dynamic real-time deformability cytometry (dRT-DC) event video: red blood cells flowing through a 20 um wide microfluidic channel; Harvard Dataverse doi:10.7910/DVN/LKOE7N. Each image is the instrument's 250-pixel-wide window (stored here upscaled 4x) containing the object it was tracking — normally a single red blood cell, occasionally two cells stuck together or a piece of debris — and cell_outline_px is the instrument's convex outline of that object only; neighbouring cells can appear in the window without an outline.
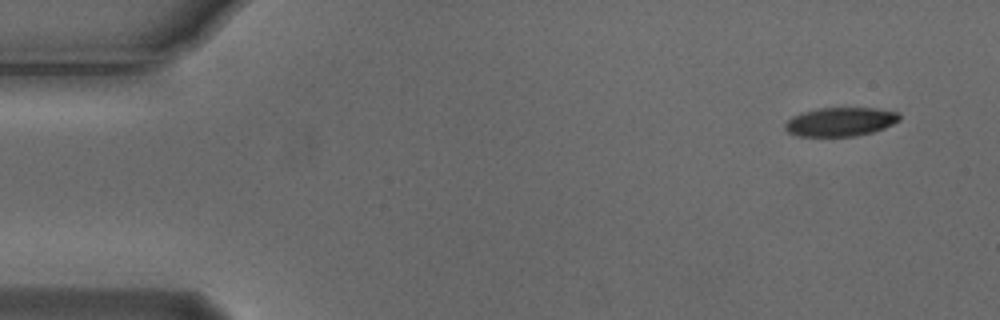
{"species": "Egyptian fruit bat (a non-hibernating species)", "species_latin": "Rousettus aegyptiacus", "temperature_condition": "cold", "stored_images_in_passage": 6, "camera_frame_rate_fps": 3000, "um_per_image_px": 0.085, "animal": {"sex": "male"}, "frame": {"image": 1, "passage_image": 1, "time_ms": 0.0, "image_size_px": [1000, 320], "cell_outline_px": [[900, 120], [884, 128], [872, 132], [856, 136], [800, 136], [788, 132], [784, 128], [784, 124], [792, 116], [800, 112], [816, 108], [872, 108], [896, 112], [900, 116]], "centroid_in_image_um": [71.39, 10.35], "position_along_channel_um": 13.6, "area_um2": 19.19}}
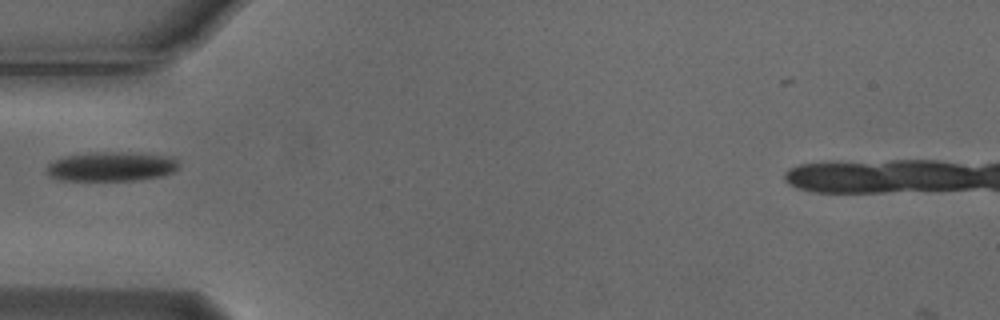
{"frame": {"image": 2, "passage_image": 5, "time_ms": 1.333, "image_size_px": [1000, 320], "cell_outline_px": [[180, 168], [172, 172], [160, 176], [140, 180], [64, 180], [52, 176], [48, 172], [48, 164], [56, 160], [68, 156], [88, 152], [136, 152], [176, 156], [180, 164]], "centroid_in_image_um": [9.61, 14.13], "position_along_channel_um": 75.4, "area_um2": 22.77}}
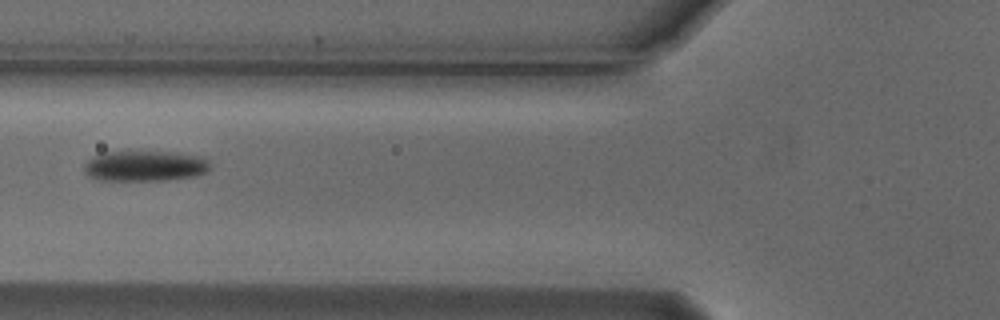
{"frame": {"image": 3, "passage_image": 6, "time_ms": 1.667, "image_size_px": [1000, 320], "cell_outline_px": [[212, 168], [208, 172], [196, 176], [164, 180], [100, 180], [88, 176], [84, 172], [84, 164], [92, 156], [104, 152], [128, 148], [208, 156]], "centroid_in_image_um": [12.35, 14.05], "position_along_channel_um": 113.5, "area_um2": 23.7}}